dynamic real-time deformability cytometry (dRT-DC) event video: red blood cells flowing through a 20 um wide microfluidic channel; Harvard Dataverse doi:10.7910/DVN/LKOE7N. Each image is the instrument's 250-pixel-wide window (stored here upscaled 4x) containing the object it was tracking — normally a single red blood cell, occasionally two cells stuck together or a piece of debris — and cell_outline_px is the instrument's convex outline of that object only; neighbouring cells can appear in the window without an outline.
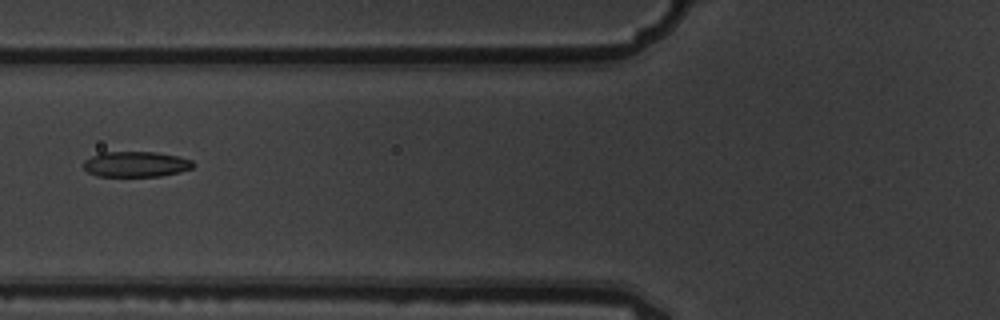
{"species": "common noctule bat (a hibernating species)", "species_latin": "Nyctalus noctula", "temperature_condition": "warm", "stored_images_in_passage": 9, "camera_frame_rate_fps": 3000, "um_per_image_px": 0.085, "animal": {"sex": "male", "body_mass_g": 19.5, "forearm_length_mm": 54.6}, "frame": {"image": 1, "passage_image": 6, "time_ms": 1.667, "image_size_px": [1000, 320], "cell_outline_px": [[196, 164], [192, 168], [180, 172], [160, 176], [96, 176], [88, 172], [84, 168], [84, 160], [100, 152], [156, 152], [180, 156], [192, 160]], "centroid_in_image_um": [11.58, 13.95], "position_along_channel_um": 114.2, "area_um2": 16.42}}
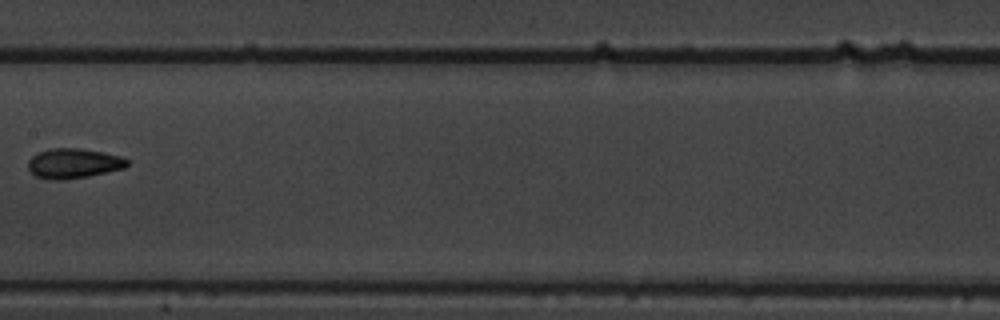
{"frame": {"image": 2, "passage_image": 8, "time_ms": 2.333, "image_size_px": [1000, 320], "cell_outline_px": [[128, 164], [124, 168], [88, 176], [64, 180], [52, 180], [36, 176], [28, 168], [28, 160], [32, 156], [48, 148], [80, 148], [104, 152], [120, 156], [128, 160]], "centroid_in_image_um": [6.24, 13.88], "position_along_channel_um": 201.2, "area_um2": 17.22}}
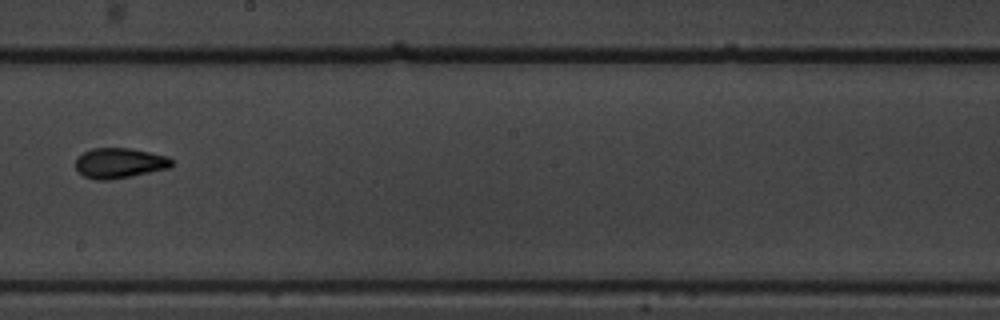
{"frame": {"image": 3, "passage_image": 9, "time_ms": 2.667, "image_size_px": [1000, 320], "cell_outline_px": [[172, 168], [132, 176], [108, 180], [96, 180], [84, 176], [76, 168], [76, 160], [84, 152], [92, 148], [132, 148], [168, 156], [172, 160]], "centroid_in_image_um": [10.2, 13.86], "position_along_channel_um": 238.0, "area_um2": 16.99}}